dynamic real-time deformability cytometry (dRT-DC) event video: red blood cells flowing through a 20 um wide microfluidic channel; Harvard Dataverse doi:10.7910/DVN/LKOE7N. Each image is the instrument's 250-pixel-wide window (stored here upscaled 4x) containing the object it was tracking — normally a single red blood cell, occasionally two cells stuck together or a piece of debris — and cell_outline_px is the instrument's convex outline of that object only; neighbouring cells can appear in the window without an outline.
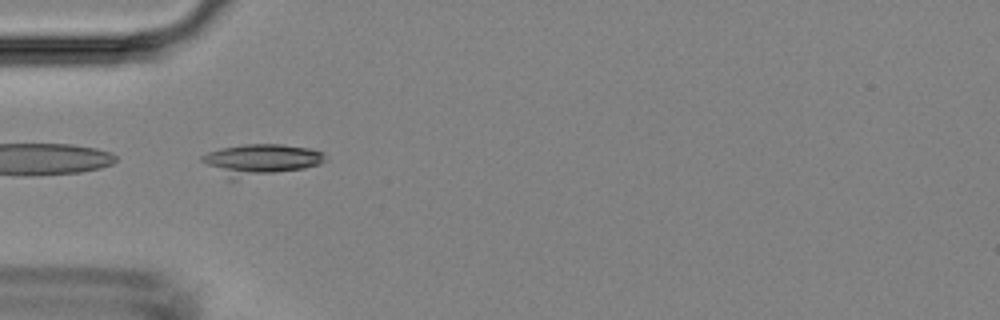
{"species": "Egyptian fruit bat (a non-hibernating species)", "species_latin": "Rousettus aegyptiacus", "temperature_condition": "room temperature", "stored_images_in_passage": 37, "camera_frame_rate_fps": 3000, "um_per_image_px": 0.085, "animal": {"sex": "female"}, "frame": {"image": 1, "passage_image": 18, "time_ms": 5.667, "image_size_px": [1000, 320], "cell_outline_px": [[328, 160], [320, 164], [304, 168], [236, 180], [228, 180], [200, 160], [200, 156], [208, 152], [220, 148], [244, 144], [284, 144], [308, 148], [324, 152]], "centroid_in_image_um": [22.15, 13.58], "position_along_channel_um": 62.9, "area_um2": 22.83}}
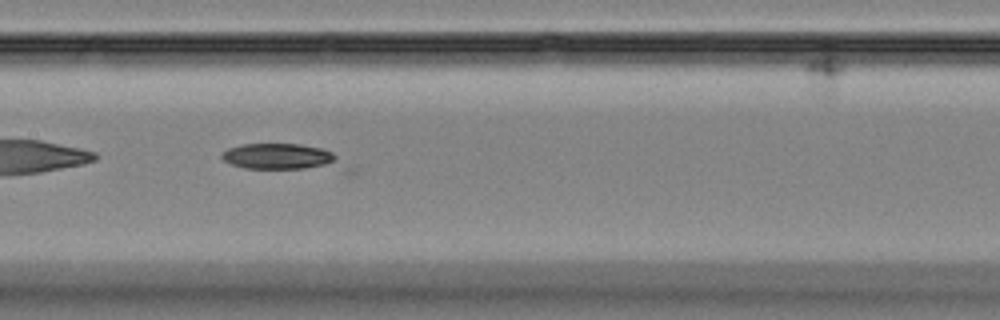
{"frame": {"image": 2, "passage_image": 27, "time_ms": 8.667, "image_size_px": [1000, 320], "cell_outline_px": [[356, 172], [348, 176], [244, 168], [232, 164], [224, 160], [220, 156], [220, 152], [228, 148], [244, 144], [300, 144], [320, 148], [332, 152], [356, 168]], "centroid_in_image_um": [24.46, 13.51], "position_along_channel_um": 182.9, "area_um2": 21.96}}